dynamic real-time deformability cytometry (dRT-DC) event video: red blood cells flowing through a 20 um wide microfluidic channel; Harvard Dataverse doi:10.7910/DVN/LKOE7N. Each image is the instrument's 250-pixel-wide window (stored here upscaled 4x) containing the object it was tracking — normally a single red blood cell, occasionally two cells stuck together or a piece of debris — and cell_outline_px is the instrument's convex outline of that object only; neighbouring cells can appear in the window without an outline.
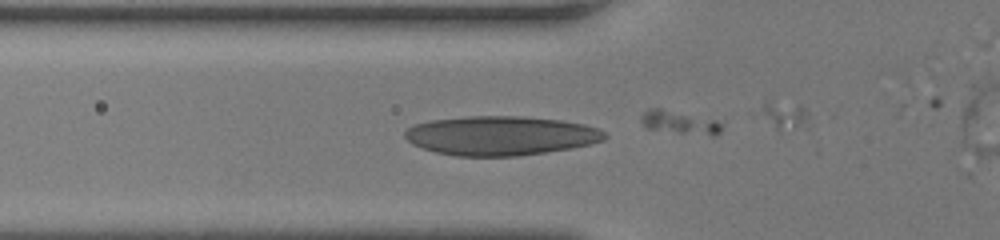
{"species": "human", "species_latin": "Homo sapiens", "temperature_condition": "room temperature", "stored_images_in_passage": 8, "camera_frame_rate_fps": 3000, "um_per_image_px": 0.085, "donor": {"sex": "female"}, "frame": {"image": 1, "passage_image": 3, "time_ms": 0.667, "image_size_px": [1000, 240], "cell_outline_px": [[608, 136], [604, 140], [592, 144], [572, 148], [516, 156], [456, 156], [436, 152], [412, 144], [404, 136], [404, 132], [412, 124], [432, 120], [468, 116], [520, 116], [560, 120], [584, 124], [600, 128]], "centroid_in_image_um": [42.57, 11.53], "position_along_channel_um": 83.2, "area_um2": 45.78}}
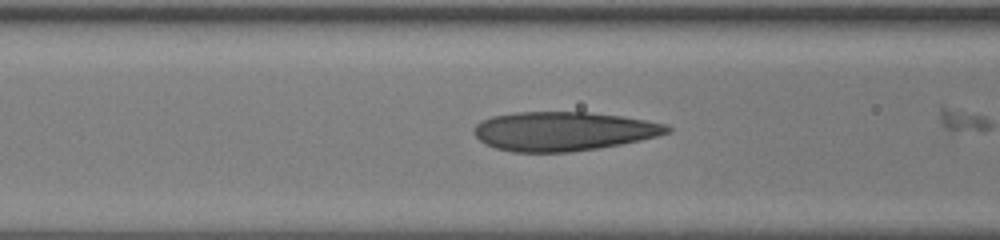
{"frame": {"image": 2, "passage_image": 6, "time_ms": 1.667, "image_size_px": [1000, 240], "cell_outline_px": [[672, 132], [640, 140], [620, 144], [596, 148], [568, 152], [512, 152], [496, 148], [484, 144], [472, 132], [476, 124], [480, 120], [492, 116], [516, 112], [588, 112], [620, 116], [668, 124], [672, 128]], "centroid_in_image_um": [47.85, 11.15], "position_along_channel_um": 118.7, "area_um2": 43.99}}